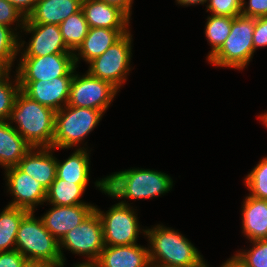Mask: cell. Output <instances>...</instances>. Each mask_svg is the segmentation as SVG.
<instances>
[{"label": "cell", "instance_id": "17", "mask_svg": "<svg viewBox=\"0 0 267 267\" xmlns=\"http://www.w3.org/2000/svg\"><path fill=\"white\" fill-rule=\"evenodd\" d=\"M82 10L90 28L128 29L130 17L102 0H82Z\"/></svg>", "mask_w": 267, "mask_h": 267}, {"label": "cell", "instance_id": "25", "mask_svg": "<svg viewBox=\"0 0 267 267\" xmlns=\"http://www.w3.org/2000/svg\"><path fill=\"white\" fill-rule=\"evenodd\" d=\"M28 212V210L23 208L7 205L0 213V252L15 249L12 246H15L20 222Z\"/></svg>", "mask_w": 267, "mask_h": 267}, {"label": "cell", "instance_id": "36", "mask_svg": "<svg viewBox=\"0 0 267 267\" xmlns=\"http://www.w3.org/2000/svg\"><path fill=\"white\" fill-rule=\"evenodd\" d=\"M26 260L16 249L0 252V267H22Z\"/></svg>", "mask_w": 267, "mask_h": 267}, {"label": "cell", "instance_id": "5", "mask_svg": "<svg viewBox=\"0 0 267 267\" xmlns=\"http://www.w3.org/2000/svg\"><path fill=\"white\" fill-rule=\"evenodd\" d=\"M255 18L239 15L234 17L231 32L222 46L208 58V61L219 67L243 69L253 56V32Z\"/></svg>", "mask_w": 267, "mask_h": 267}, {"label": "cell", "instance_id": "31", "mask_svg": "<svg viewBox=\"0 0 267 267\" xmlns=\"http://www.w3.org/2000/svg\"><path fill=\"white\" fill-rule=\"evenodd\" d=\"M253 248L242 251L233 257L243 267H267V239L251 241Z\"/></svg>", "mask_w": 267, "mask_h": 267}, {"label": "cell", "instance_id": "6", "mask_svg": "<svg viewBox=\"0 0 267 267\" xmlns=\"http://www.w3.org/2000/svg\"><path fill=\"white\" fill-rule=\"evenodd\" d=\"M103 113L93 108L69 105L56 111L53 149L76 146L97 126Z\"/></svg>", "mask_w": 267, "mask_h": 267}, {"label": "cell", "instance_id": "21", "mask_svg": "<svg viewBox=\"0 0 267 267\" xmlns=\"http://www.w3.org/2000/svg\"><path fill=\"white\" fill-rule=\"evenodd\" d=\"M243 233L250 241L267 239V200L247 196L242 209Z\"/></svg>", "mask_w": 267, "mask_h": 267}, {"label": "cell", "instance_id": "20", "mask_svg": "<svg viewBox=\"0 0 267 267\" xmlns=\"http://www.w3.org/2000/svg\"><path fill=\"white\" fill-rule=\"evenodd\" d=\"M128 29L89 28L83 42L77 48L78 54L74 53V63L77 67L78 58L82 57L87 63L102 55L110 46L118 41ZM80 57H77L79 56Z\"/></svg>", "mask_w": 267, "mask_h": 267}, {"label": "cell", "instance_id": "9", "mask_svg": "<svg viewBox=\"0 0 267 267\" xmlns=\"http://www.w3.org/2000/svg\"><path fill=\"white\" fill-rule=\"evenodd\" d=\"M71 250L72 253L87 255L88 260H98L105 247L102 223L98 213L94 210L80 225L74 227L59 241V251L63 267L64 256L61 249Z\"/></svg>", "mask_w": 267, "mask_h": 267}, {"label": "cell", "instance_id": "33", "mask_svg": "<svg viewBox=\"0 0 267 267\" xmlns=\"http://www.w3.org/2000/svg\"><path fill=\"white\" fill-rule=\"evenodd\" d=\"M25 20L24 15L7 0H0V24L11 27V24L18 21L23 26Z\"/></svg>", "mask_w": 267, "mask_h": 267}, {"label": "cell", "instance_id": "22", "mask_svg": "<svg viewBox=\"0 0 267 267\" xmlns=\"http://www.w3.org/2000/svg\"><path fill=\"white\" fill-rule=\"evenodd\" d=\"M31 148L11 122L0 121V165L4 169L17 166Z\"/></svg>", "mask_w": 267, "mask_h": 267}, {"label": "cell", "instance_id": "13", "mask_svg": "<svg viewBox=\"0 0 267 267\" xmlns=\"http://www.w3.org/2000/svg\"><path fill=\"white\" fill-rule=\"evenodd\" d=\"M8 191L12 193L14 201L8 206L23 208L34 212L35 205L46 200L47 190L34 178L24 173L18 166L9 167L5 171Z\"/></svg>", "mask_w": 267, "mask_h": 267}, {"label": "cell", "instance_id": "2", "mask_svg": "<svg viewBox=\"0 0 267 267\" xmlns=\"http://www.w3.org/2000/svg\"><path fill=\"white\" fill-rule=\"evenodd\" d=\"M143 231L151 244L152 267H208L197 248L179 232L162 225Z\"/></svg>", "mask_w": 267, "mask_h": 267}, {"label": "cell", "instance_id": "32", "mask_svg": "<svg viewBox=\"0 0 267 267\" xmlns=\"http://www.w3.org/2000/svg\"><path fill=\"white\" fill-rule=\"evenodd\" d=\"M207 12L210 10L212 15L236 17L241 15L243 0H207Z\"/></svg>", "mask_w": 267, "mask_h": 267}, {"label": "cell", "instance_id": "27", "mask_svg": "<svg viewBox=\"0 0 267 267\" xmlns=\"http://www.w3.org/2000/svg\"><path fill=\"white\" fill-rule=\"evenodd\" d=\"M234 17L212 15L207 18L205 36L212 47L207 58H210L225 42L231 32Z\"/></svg>", "mask_w": 267, "mask_h": 267}, {"label": "cell", "instance_id": "24", "mask_svg": "<svg viewBox=\"0 0 267 267\" xmlns=\"http://www.w3.org/2000/svg\"><path fill=\"white\" fill-rule=\"evenodd\" d=\"M87 184H74L73 182H66L56 179L47 189L46 200L51 205L56 206H71L78 204H88L80 201V197L86 190Z\"/></svg>", "mask_w": 267, "mask_h": 267}, {"label": "cell", "instance_id": "18", "mask_svg": "<svg viewBox=\"0 0 267 267\" xmlns=\"http://www.w3.org/2000/svg\"><path fill=\"white\" fill-rule=\"evenodd\" d=\"M97 261L100 267H152L149 249L138 244L105 245Z\"/></svg>", "mask_w": 267, "mask_h": 267}, {"label": "cell", "instance_id": "12", "mask_svg": "<svg viewBox=\"0 0 267 267\" xmlns=\"http://www.w3.org/2000/svg\"><path fill=\"white\" fill-rule=\"evenodd\" d=\"M73 76H60L50 80L18 81L21 91L30 99L55 112L68 104ZM63 103V104H61ZM65 104V105H64Z\"/></svg>", "mask_w": 267, "mask_h": 267}, {"label": "cell", "instance_id": "16", "mask_svg": "<svg viewBox=\"0 0 267 267\" xmlns=\"http://www.w3.org/2000/svg\"><path fill=\"white\" fill-rule=\"evenodd\" d=\"M37 150V152H35ZM35 150V151H34ZM52 147H32L19 161L18 167L27 175L34 178L46 190L57 175L56 158L52 155Z\"/></svg>", "mask_w": 267, "mask_h": 267}, {"label": "cell", "instance_id": "38", "mask_svg": "<svg viewBox=\"0 0 267 267\" xmlns=\"http://www.w3.org/2000/svg\"><path fill=\"white\" fill-rule=\"evenodd\" d=\"M102 1L122 9L129 17L131 16L130 10L133 0H102Z\"/></svg>", "mask_w": 267, "mask_h": 267}, {"label": "cell", "instance_id": "23", "mask_svg": "<svg viewBox=\"0 0 267 267\" xmlns=\"http://www.w3.org/2000/svg\"><path fill=\"white\" fill-rule=\"evenodd\" d=\"M89 153L79 148L63 163L57 161V177L74 184H88L89 182Z\"/></svg>", "mask_w": 267, "mask_h": 267}, {"label": "cell", "instance_id": "34", "mask_svg": "<svg viewBox=\"0 0 267 267\" xmlns=\"http://www.w3.org/2000/svg\"><path fill=\"white\" fill-rule=\"evenodd\" d=\"M243 0V8L241 15L251 18H259L267 16V0H249L248 6L245 8Z\"/></svg>", "mask_w": 267, "mask_h": 267}, {"label": "cell", "instance_id": "37", "mask_svg": "<svg viewBox=\"0 0 267 267\" xmlns=\"http://www.w3.org/2000/svg\"><path fill=\"white\" fill-rule=\"evenodd\" d=\"M17 10H19L25 18L34 10L39 0H7Z\"/></svg>", "mask_w": 267, "mask_h": 267}, {"label": "cell", "instance_id": "26", "mask_svg": "<svg viewBox=\"0 0 267 267\" xmlns=\"http://www.w3.org/2000/svg\"><path fill=\"white\" fill-rule=\"evenodd\" d=\"M62 38L67 48L76 53L77 48L83 42L89 31V25L87 24L83 10L70 15L62 23L59 24Z\"/></svg>", "mask_w": 267, "mask_h": 267}, {"label": "cell", "instance_id": "39", "mask_svg": "<svg viewBox=\"0 0 267 267\" xmlns=\"http://www.w3.org/2000/svg\"><path fill=\"white\" fill-rule=\"evenodd\" d=\"M22 267H58V266L42 261L26 260V262L23 264Z\"/></svg>", "mask_w": 267, "mask_h": 267}, {"label": "cell", "instance_id": "35", "mask_svg": "<svg viewBox=\"0 0 267 267\" xmlns=\"http://www.w3.org/2000/svg\"><path fill=\"white\" fill-rule=\"evenodd\" d=\"M253 45L254 50H256L257 47L267 46V16L255 18Z\"/></svg>", "mask_w": 267, "mask_h": 267}, {"label": "cell", "instance_id": "41", "mask_svg": "<svg viewBox=\"0 0 267 267\" xmlns=\"http://www.w3.org/2000/svg\"><path fill=\"white\" fill-rule=\"evenodd\" d=\"M221 267H243L238 260H236L233 256L232 258L228 259L226 263H223Z\"/></svg>", "mask_w": 267, "mask_h": 267}, {"label": "cell", "instance_id": "29", "mask_svg": "<svg viewBox=\"0 0 267 267\" xmlns=\"http://www.w3.org/2000/svg\"><path fill=\"white\" fill-rule=\"evenodd\" d=\"M250 196L267 200V157L263 158L245 178Z\"/></svg>", "mask_w": 267, "mask_h": 267}, {"label": "cell", "instance_id": "28", "mask_svg": "<svg viewBox=\"0 0 267 267\" xmlns=\"http://www.w3.org/2000/svg\"><path fill=\"white\" fill-rule=\"evenodd\" d=\"M17 37L18 35L14 34L13 29L0 24V60L10 70L17 53L25 44V41L20 44Z\"/></svg>", "mask_w": 267, "mask_h": 267}, {"label": "cell", "instance_id": "4", "mask_svg": "<svg viewBox=\"0 0 267 267\" xmlns=\"http://www.w3.org/2000/svg\"><path fill=\"white\" fill-rule=\"evenodd\" d=\"M33 214L28 212L20 222L15 249L27 260L59 266L62 263L59 241L45 228L42 219Z\"/></svg>", "mask_w": 267, "mask_h": 267}, {"label": "cell", "instance_id": "43", "mask_svg": "<svg viewBox=\"0 0 267 267\" xmlns=\"http://www.w3.org/2000/svg\"><path fill=\"white\" fill-rule=\"evenodd\" d=\"M11 71L1 60H0V80L4 78Z\"/></svg>", "mask_w": 267, "mask_h": 267}, {"label": "cell", "instance_id": "1", "mask_svg": "<svg viewBox=\"0 0 267 267\" xmlns=\"http://www.w3.org/2000/svg\"><path fill=\"white\" fill-rule=\"evenodd\" d=\"M95 184L113 198L147 199L170 191L173 181L168 174L135 168L115 172Z\"/></svg>", "mask_w": 267, "mask_h": 267}, {"label": "cell", "instance_id": "8", "mask_svg": "<svg viewBox=\"0 0 267 267\" xmlns=\"http://www.w3.org/2000/svg\"><path fill=\"white\" fill-rule=\"evenodd\" d=\"M103 229L104 244L106 246H127L136 244L140 228L137 214L121 201L111 207L106 213L95 207Z\"/></svg>", "mask_w": 267, "mask_h": 267}, {"label": "cell", "instance_id": "15", "mask_svg": "<svg viewBox=\"0 0 267 267\" xmlns=\"http://www.w3.org/2000/svg\"><path fill=\"white\" fill-rule=\"evenodd\" d=\"M94 210L95 206L91 204L53 205L41 219L45 228L60 241L65 234L86 220Z\"/></svg>", "mask_w": 267, "mask_h": 267}, {"label": "cell", "instance_id": "14", "mask_svg": "<svg viewBox=\"0 0 267 267\" xmlns=\"http://www.w3.org/2000/svg\"><path fill=\"white\" fill-rule=\"evenodd\" d=\"M32 33L29 46L24 49L22 57H39L57 53H72L66 46L59 25L24 24L21 29Z\"/></svg>", "mask_w": 267, "mask_h": 267}, {"label": "cell", "instance_id": "7", "mask_svg": "<svg viewBox=\"0 0 267 267\" xmlns=\"http://www.w3.org/2000/svg\"><path fill=\"white\" fill-rule=\"evenodd\" d=\"M130 32L124 34L102 55L89 62L88 72L103 81L109 82L117 90L126 81L130 70L131 40Z\"/></svg>", "mask_w": 267, "mask_h": 267}, {"label": "cell", "instance_id": "44", "mask_svg": "<svg viewBox=\"0 0 267 267\" xmlns=\"http://www.w3.org/2000/svg\"><path fill=\"white\" fill-rule=\"evenodd\" d=\"M259 118H261V120L264 122V124L266 125V127H267V112L265 113V114H261L260 116H259Z\"/></svg>", "mask_w": 267, "mask_h": 267}, {"label": "cell", "instance_id": "11", "mask_svg": "<svg viewBox=\"0 0 267 267\" xmlns=\"http://www.w3.org/2000/svg\"><path fill=\"white\" fill-rule=\"evenodd\" d=\"M74 53H57L39 57H20L18 81L52 80L60 76H74Z\"/></svg>", "mask_w": 267, "mask_h": 267}, {"label": "cell", "instance_id": "40", "mask_svg": "<svg viewBox=\"0 0 267 267\" xmlns=\"http://www.w3.org/2000/svg\"><path fill=\"white\" fill-rule=\"evenodd\" d=\"M180 5H195V4H204L207 0H176Z\"/></svg>", "mask_w": 267, "mask_h": 267}, {"label": "cell", "instance_id": "10", "mask_svg": "<svg viewBox=\"0 0 267 267\" xmlns=\"http://www.w3.org/2000/svg\"><path fill=\"white\" fill-rule=\"evenodd\" d=\"M117 92L109 82L94 77L89 72L82 77L74 74L67 105L105 112Z\"/></svg>", "mask_w": 267, "mask_h": 267}, {"label": "cell", "instance_id": "3", "mask_svg": "<svg viewBox=\"0 0 267 267\" xmlns=\"http://www.w3.org/2000/svg\"><path fill=\"white\" fill-rule=\"evenodd\" d=\"M55 116L53 109L30 99L20 90L8 121L18 124L15 130L31 147L53 148Z\"/></svg>", "mask_w": 267, "mask_h": 267}, {"label": "cell", "instance_id": "42", "mask_svg": "<svg viewBox=\"0 0 267 267\" xmlns=\"http://www.w3.org/2000/svg\"><path fill=\"white\" fill-rule=\"evenodd\" d=\"M74 267H100V266L97 260H88L87 262L76 264Z\"/></svg>", "mask_w": 267, "mask_h": 267}, {"label": "cell", "instance_id": "19", "mask_svg": "<svg viewBox=\"0 0 267 267\" xmlns=\"http://www.w3.org/2000/svg\"><path fill=\"white\" fill-rule=\"evenodd\" d=\"M82 9V0H39L24 24H57Z\"/></svg>", "mask_w": 267, "mask_h": 267}, {"label": "cell", "instance_id": "30", "mask_svg": "<svg viewBox=\"0 0 267 267\" xmlns=\"http://www.w3.org/2000/svg\"><path fill=\"white\" fill-rule=\"evenodd\" d=\"M9 73L0 80V121H8L14 107L17 94L20 92V85L17 75L15 85L9 81Z\"/></svg>", "mask_w": 267, "mask_h": 267}]
</instances>
